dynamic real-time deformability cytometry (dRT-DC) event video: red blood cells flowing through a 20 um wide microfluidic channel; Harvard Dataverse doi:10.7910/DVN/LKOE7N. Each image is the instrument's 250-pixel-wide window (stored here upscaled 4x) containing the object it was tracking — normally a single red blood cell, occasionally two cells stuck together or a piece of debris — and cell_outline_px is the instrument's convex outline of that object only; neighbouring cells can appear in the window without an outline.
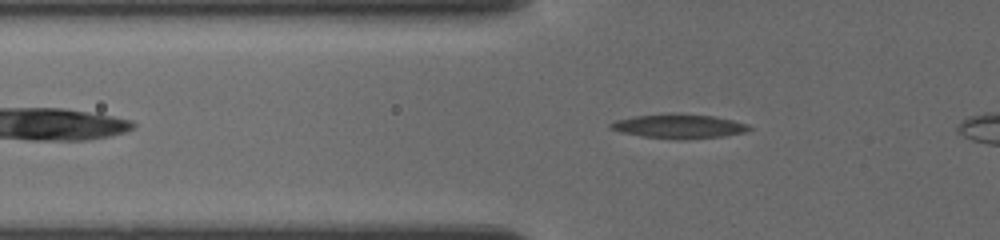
{"species": "common noctule bat (a hibernating species)", "species_latin": "Nyctalus noctula", "temperature_condition": "cold", "stored_images_in_passage": 45, "camera_frame_rate_fps": 3000, "um_per_image_px": 0.085, "animal": {"sex": "female", "body_mass_g": 19.5, "forearm_length_mm": 54.1}, "frame": {"image": 1, "passage_image": 13, "time_ms": 4.0, "image_size_px": [1000, 240], "cell_outline_px": [[752, 128], [744, 132], [724, 136], [676, 140], [640, 136], [620, 132], [608, 128], [608, 124], [612, 120], [632, 116], [668, 112], [680, 112], [716, 116], [748, 124]], "centroid_in_image_um": [57.62, 10.7], "position_along_channel_um": 68.2, "area_um2": 20.29}}
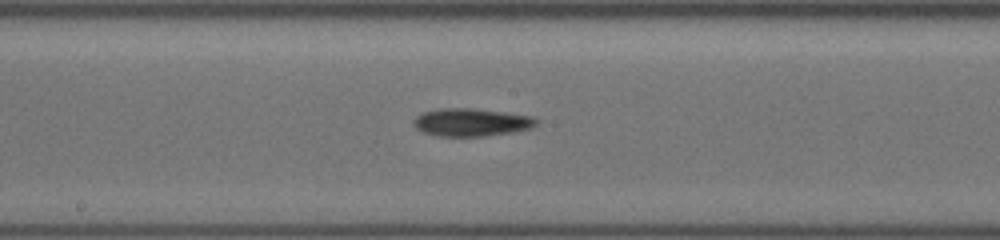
{"frame": {"image": 2, "passage_image": 29, "time_ms": 7.667, "image_size_px": [1000, 240], "cell_outline_px": [[540, 120], [532, 128], [508, 132], [480, 136], [440, 136], [424, 132], [416, 128], [412, 124], [412, 120], [416, 116], [424, 112], [440, 108], [472, 108], [536, 116]], "centroid_in_image_um": [40.07, 10.38], "position_along_channel_um": 208.1, "area_um2": 19.88}}
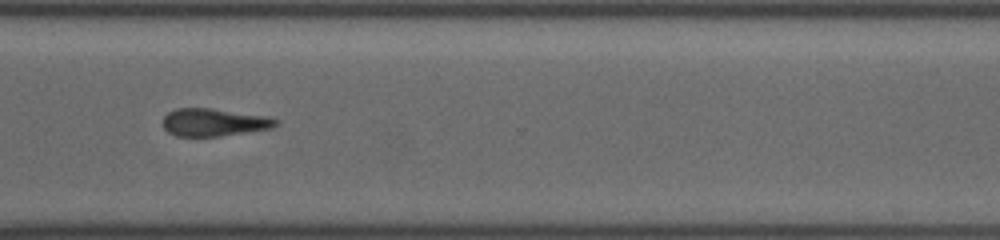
{"frame": {"image": 3, "passage_image": 44, "time_ms": 11.333, "image_size_px": [1000, 240], "cell_outline_px": [[280, 120], [272, 128], [216, 136], [176, 136], [168, 132], [164, 128], [164, 116], [168, 112], [176, 108], [212, 108], [268, 116]], "centroid_in_image_um": [18.18, 10.38], "position_along_channel_um": 352.4, "area_um2": 18.09}}